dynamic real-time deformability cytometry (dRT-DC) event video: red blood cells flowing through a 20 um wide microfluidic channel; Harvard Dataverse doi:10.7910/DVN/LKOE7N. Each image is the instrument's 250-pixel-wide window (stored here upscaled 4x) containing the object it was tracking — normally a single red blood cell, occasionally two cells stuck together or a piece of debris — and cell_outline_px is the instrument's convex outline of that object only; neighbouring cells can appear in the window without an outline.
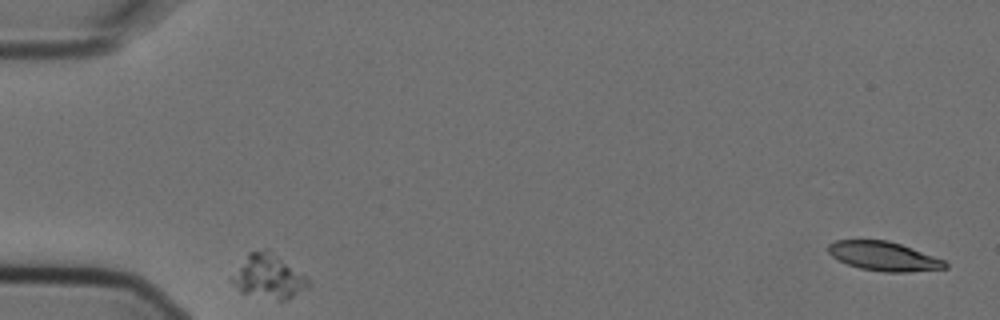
{"species": "Egyptian fruit bat (a non-hibernating species)", "species_latin": "Rousettus aegyptiacus", "temperature_condition": "cold", "stored_images_in_passage": 2, "camera_frame_rate_fps": 3000, "um_per_image_px": 0.085, "animal": {"sex": "female"}, "frame": {"image": 1, "passage_image": 1, "time_ms": 0.0, "image_size_px": [1000, 320], "cell_outline_px": [[312, 284], [288, 300], [276, 300], [240, 292], [228, 280], [228, 276], [248, 252], [268, 248], [308, 276]], "centroid_in_image_um": [22.8, 23.48], "position_along_channel_um": 62.2, "area_um2": 20.35}}